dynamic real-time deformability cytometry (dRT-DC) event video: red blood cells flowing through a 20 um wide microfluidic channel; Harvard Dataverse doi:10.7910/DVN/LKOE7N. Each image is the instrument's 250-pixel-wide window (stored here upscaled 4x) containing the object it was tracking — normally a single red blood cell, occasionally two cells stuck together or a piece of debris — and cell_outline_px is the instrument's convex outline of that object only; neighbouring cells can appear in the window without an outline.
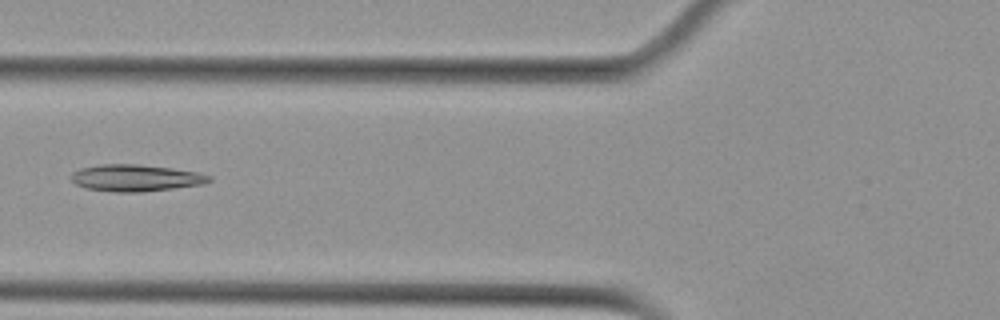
{"species": "Egyptian fruit bat (a non-hibernating species)", "species_latin": "Rousettus aegyptiacus", "temperature_condition": "cold", "stored_images_in_passage": 3, "camera_frame_rate_fps": 3000, "um_per_image_px": 0.085, "animal": {"sex": "female"}, "frame": {"image": 1, "passage_image": 3, "time_ms": 2.333, "image_size_px": [1000, 320], "cell_outline_px": [[212, 180], [204, 184], [144, 192], [116, 192], [88, 188], [76, 184], [72, 180], [72, 172], [80, 168], [100, 164], [140, 164], [172, 168], [196, 172], [212, 176]], "centroid_in_image_um": [11.56, 15.12], "position_along_channel_um": 114.2, "area_um2": 21.5}}